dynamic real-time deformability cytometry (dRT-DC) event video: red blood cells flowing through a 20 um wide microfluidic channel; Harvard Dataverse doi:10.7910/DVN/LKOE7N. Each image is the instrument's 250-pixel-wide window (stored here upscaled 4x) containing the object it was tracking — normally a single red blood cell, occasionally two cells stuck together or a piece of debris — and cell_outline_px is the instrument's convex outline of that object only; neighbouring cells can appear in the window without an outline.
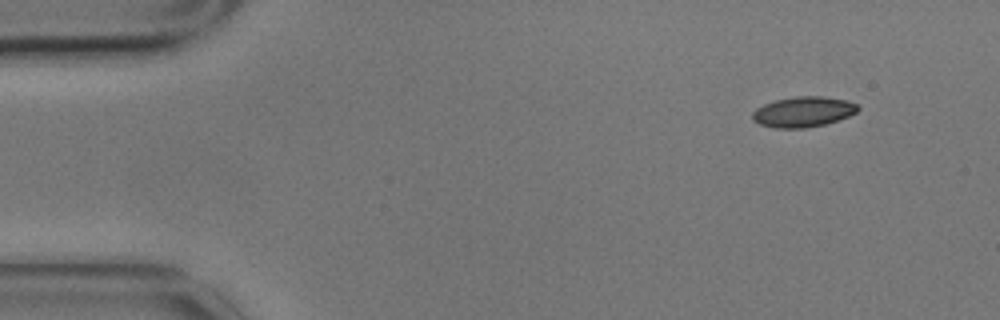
{"species": "common noctule bat (a hibernating species)", "species_latin": "Nyctalus noctula", "temperature_condition": "cold", "stored_images_in_passage": 3, "camera_frame_rate_fps": 3000, "um_per_image_px": 0.085, "animal": {"sex": "male", "body_mass_g": 17.9}, "frame": {"image": 1, "passage_image": 1, "time_ms": 0.0, "image_size_px": [1000, 320], "cell_outline_px": [[860, 108], [856, 112], [848, 116], [824, 124], [804, 128], [776, 128], [760, 124], [752, 120], [752, 112], [756, 108], [764, 104], [776, 100], [796, 96], [820, 96], [848, 100], [856, 104]], "centroid_in_image_um": [68.25, 9.5], "position_along_channel_um": 16.7, "area_um2": 18.55}}